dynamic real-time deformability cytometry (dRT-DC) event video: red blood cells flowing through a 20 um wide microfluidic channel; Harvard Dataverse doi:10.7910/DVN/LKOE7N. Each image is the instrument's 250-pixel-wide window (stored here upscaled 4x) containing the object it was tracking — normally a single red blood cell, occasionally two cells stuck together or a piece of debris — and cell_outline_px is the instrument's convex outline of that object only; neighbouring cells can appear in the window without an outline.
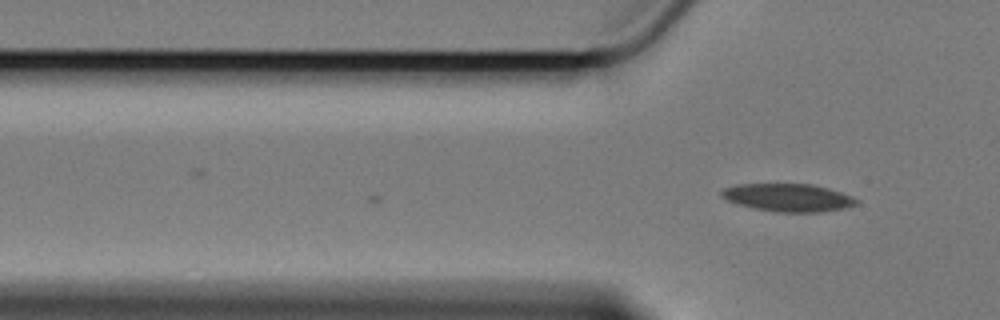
{"species": "Egyptian fruit bat (a non-hibernating species)", "species_latin": "Rousettus aegyptiacus", "temperature_condition": "cold", "stored_images_in_passage": 18, "camera_frame_rate_fps": 3000, "um_per_image_px": 0.085, "animal": {"sex": "female"}, "frame": {"image": 1, "passage_image": 18, "time_ms": 5.667, "image_size_px": [1000, 320], "cell_outline_px": [[860, 200], [856, 204], [848, 208], [820, 212], [776, 212], [752, 208], [728, 200], [720, 196], [720, 192], [724, 188], [736, 184], [812, 184], [828, 188], [852, 196]], "centroid_in_image_um": [67.01, 16.8], "position_along_channel_um": 58.8, "area_um2": 21.96}}